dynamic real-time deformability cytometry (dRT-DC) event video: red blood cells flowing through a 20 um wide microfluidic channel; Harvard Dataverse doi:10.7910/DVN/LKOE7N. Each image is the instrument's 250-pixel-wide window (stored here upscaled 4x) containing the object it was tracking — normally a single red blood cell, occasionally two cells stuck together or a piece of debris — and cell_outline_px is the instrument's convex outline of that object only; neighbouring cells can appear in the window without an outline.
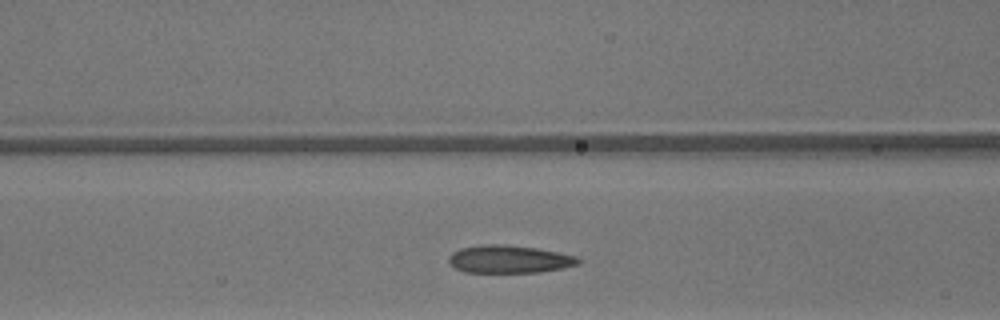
{"species": "common noctule bat (a hibernating species)", "species_latin": "Nyctalus noctula", "temperature_condition": "warm", "stored_images_in_passage": 28, "camera_frame_rate_fps": 3000, "um_per_image_px": 0.085, "animal": {"sex": "male", "body_mass_g": 13.3}, "frame": {"image": 1, "passage_image": 10, "time_ms": 3.0, "image_size_px": [1000, 320], "cell_outline_px": [[580, 264], [564, 268], [540, 272], [464, 272], [448, 264], [448, 256], [452, 252], [460, 248], [484, 244], [504, 244], [536, 248], [576, 256], [580, 260]], "centroid_in_image_um": [43.25, 22.03], "position_along_channel_um": 123.3, "area_um2": 21.04}}
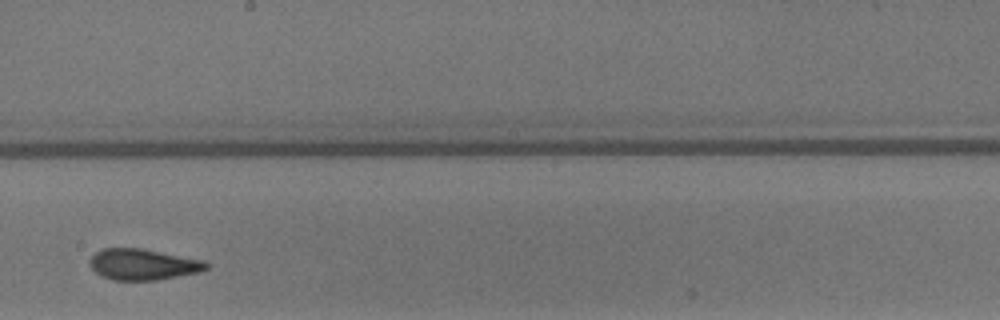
{"frame": {"image": 2, "passage_image": 18, "time_ms": 5.667, "image_size_px": [1000, 320], "cell_outline_px": [[208, 268], [200, 272], [156, 280], [112, 280], [100, 276], [92, 268], [92, 256], [96, 252], [104, 248], [140, 248], [204, 260], [208, 264]], "centroid_in_image_um": [12.18, 22.48], "position_along_channel_um": 236.0, "area_um2": 20.87}}
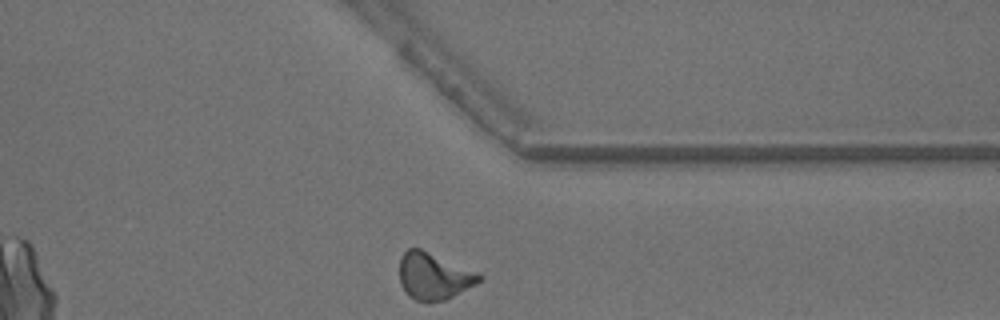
{"frame": {"image": 3, "passage_image": 28, "time_ms": 9.0, "image_size_px": [1000, 320], "cell_outline_px": [[484, 276], [476, 284], [444, 300], [428, 304], [416, 300], [408, 296], [400, 284], [400, 256], [408, 248], [420, 248], [480, 272]], "centroid_in_image_um": [36.87, 23.48], "position_along_channel_um": 374.5, "area_um2": 22.08}, "authors_computed_cell_mechanics": {"area_um2": 20.9814, "velocity_mm_per_s": 4.2219, "shape_relaxation_time_tau1_ms": null, "shape_relaxation_time_tau2_ms": 2.2368, "deformation_change_tau1": null, "deformation_change_tau2": 0.1007}}